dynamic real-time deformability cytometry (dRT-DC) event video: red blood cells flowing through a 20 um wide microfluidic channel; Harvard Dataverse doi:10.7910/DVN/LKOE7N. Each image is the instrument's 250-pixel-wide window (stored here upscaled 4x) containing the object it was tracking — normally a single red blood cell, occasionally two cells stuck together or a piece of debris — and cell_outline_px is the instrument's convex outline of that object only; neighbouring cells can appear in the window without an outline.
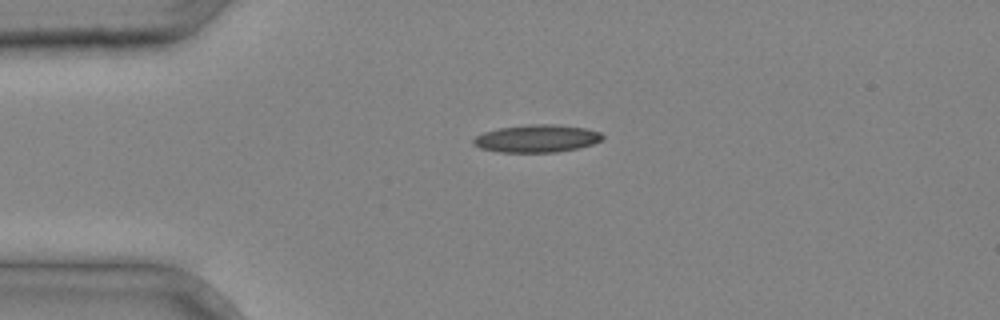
{"species": "common noctule bat (a hibernating species)", "species_latin": "Nyctalus noctula", "temperature_condition": "cold", "stored_images_in_passage": 1, "camera_frame_rate_fps": 3000, "um_per_image_px": 0.085, "animal": {"sex": "male", "body_mass_g": 20.4}, "frame": {"image": 1, "passage_image": 1, "time_ms": 0.0, "image_size_px": [1000, 320], "cell_outline_px": [[604, 136], [600, 140], [592, 144], [576, 148], [556, 152], [500, 152], [480, 148], [472, 144], [472, 140], [476, 136], [484, 132], [500, 128], [528, 124], [556, 124], [584, 128], [600, 132]], "centroid_in_image_um": [45.6, 11.77], "position_along_channel_um": 39.4, "area_um2": 20.63}}